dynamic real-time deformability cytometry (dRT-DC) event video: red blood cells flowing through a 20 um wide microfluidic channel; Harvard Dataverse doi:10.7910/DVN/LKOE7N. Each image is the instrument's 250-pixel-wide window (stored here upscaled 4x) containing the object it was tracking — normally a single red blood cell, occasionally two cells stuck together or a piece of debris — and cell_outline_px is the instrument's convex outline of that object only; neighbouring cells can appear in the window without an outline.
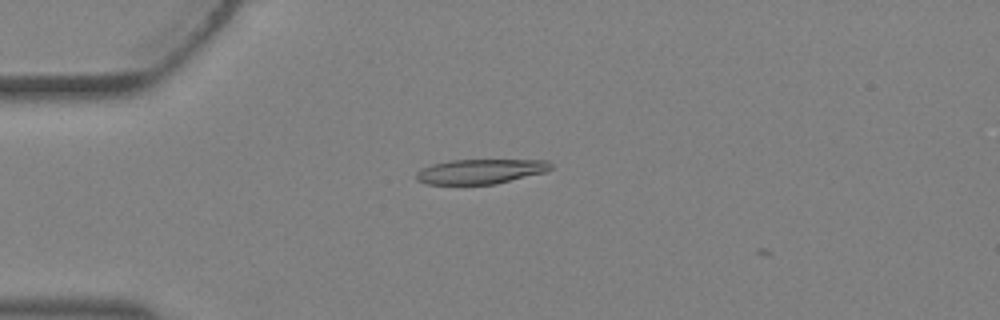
{"species": "Egyptian fruit bat (a non-hibernating species)", "species_latin": "Rousettus aegyptiacus", "temperature_condition": "warm", "stored_images_in_passage": 3, "camera_frame_rate_fps": 3000, "um_per_image_px": 0.085, "animal": {"sex": "female"}, "frame": {"image": 1, "passage_image": 2, "time_ms": 0.333, "image_size_px": [1000, 320], "cell_outline_px": [[552, 168], [544, 172], [496, 184], [428, 184], [416, 180], [416, 172], [432, 164], [452, 160], [548, 160], [552, 164]], "centroid_in_image_um": [40.85, 14.57], "position_along_channel_um": 44.2, "area_um2": 19.25}}